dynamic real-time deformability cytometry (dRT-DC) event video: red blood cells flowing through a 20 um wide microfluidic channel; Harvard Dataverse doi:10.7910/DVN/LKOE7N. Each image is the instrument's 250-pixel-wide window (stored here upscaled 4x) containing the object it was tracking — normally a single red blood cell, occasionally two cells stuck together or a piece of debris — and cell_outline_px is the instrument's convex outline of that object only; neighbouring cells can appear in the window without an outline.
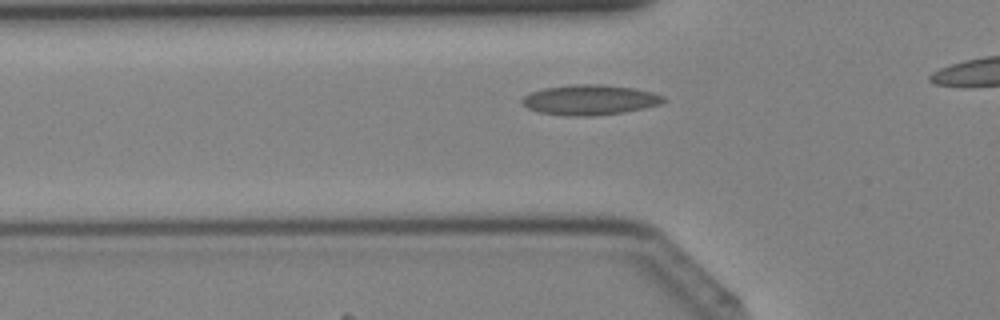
{"species": "Egyptian fruit bat (a non-hibernating species)", "species_latin": "Rousettus aegyptiacus", "temperature_condition": "cold", "stored_images_in_passage": 29, "camera_frame_rate_fps": 3000, "um_per_image_px": 0.085, "animal": {"sex": "female"}, "frame": {"image": 1, "passage_image": 9, "time_ms": 2.667, "image_size_px": [1000, 320], "cell_outline_px": [[668, 100], [660, 104], [644, 108], [624, 112], [588, 116], [568, 116], [536, 112], [528, 108], [520, 100], [524, 96], [532, 92], [544, 88], [576, 84], [600, 84], [632, 88], [652, 92], [664, 96]], "centroid_in_image_um": [50.14, 8.49], "position_along_channel_um": 75.7, "area_um2": 24.8}}
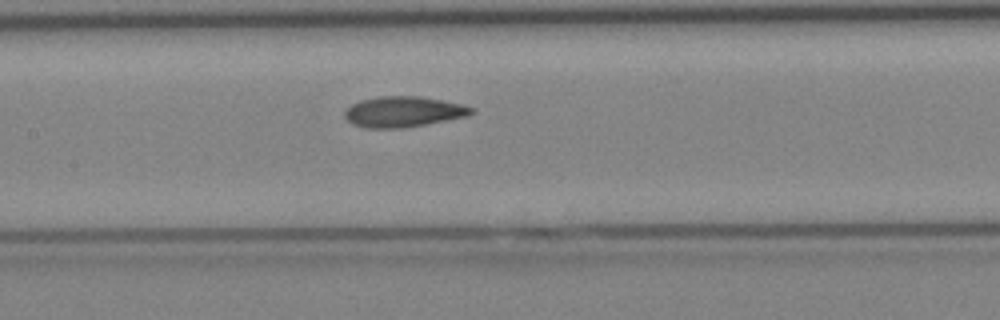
{"frame": {"image": 2, "passage_image": 15, "time_ms": 4.667, "image_size_px": [1000, 320], "cell_outline_px": [[476, 112], [468, 116], [404, 128], [364, 128], [352, 124], [344, 116], [344, 112], [352, 104], [360, 100], [380, 96], [416, 96], [464, 104], [476, 108]], "centroid_in_image_um": [34.31, 9.5], "position_along_channel_um": 173.1, "area_um2": 22.72}}
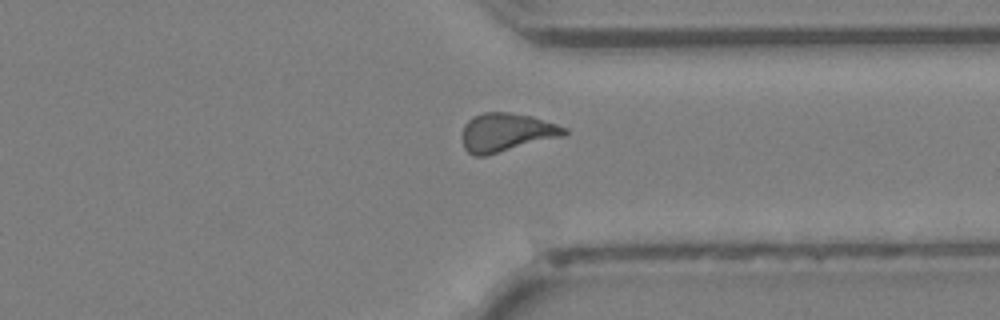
{"frame": {"image": 3, "passage_image": 27, "time_ms": 8.667, "image_size_px": [1000, 320], "cell_outline_px": [[568, 132], [564, 136], [484, 156], [472, 156], [464, 148], [460, 136], [464, 124], [472, 116], [484, 112], [508, 112], [532, 116], [568, 128]], "centroid_in_image_um": [43.0, 11.25], "position_along_channel_um": 368.4, "area_um2": 23.18}}